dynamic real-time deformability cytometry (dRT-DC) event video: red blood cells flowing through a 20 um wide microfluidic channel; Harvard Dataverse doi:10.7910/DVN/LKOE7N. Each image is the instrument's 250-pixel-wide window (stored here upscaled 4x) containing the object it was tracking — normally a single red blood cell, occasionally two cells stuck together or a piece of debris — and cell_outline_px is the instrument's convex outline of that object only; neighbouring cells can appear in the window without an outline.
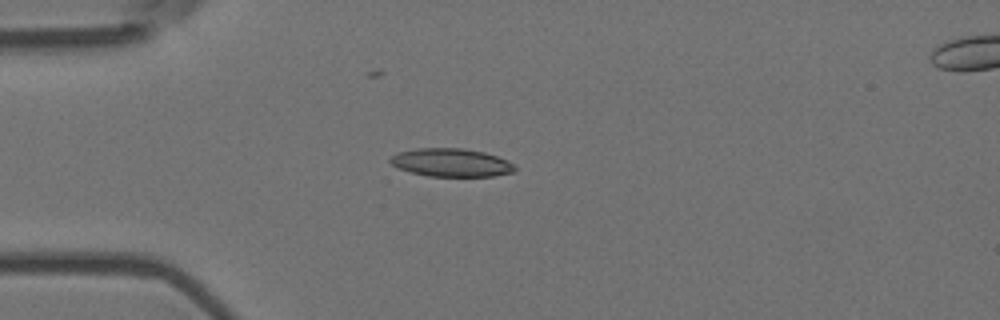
{"species": "Egyptian fruit bat (a non-hibernating species)", "species_latin": "Rousettus aegyptiacus", "temperature_condition": "room temperature", "stored_images_in_passage": 5, "camera_frame_rate_fps": 3000, "um_per_image_px": 0.085, "animal": {"sex": "female"}, "frame": {"image": 1, "passage_image": 4, "time_ms": 1.0, "image_size_px": [1000, 320], "cell_outline_px": [[516, 168], [512, 172], [492, 176], [428, 176], [412, 172], [400, 168], [392, 164], [388, 160], [396, 152], [416, 148], [464, 148], [484, 152], [508, 160]], "centroid_in_image_um": [38.33, 13.81], "position_along_channel_um": 46.7, "area_um2": 20.35}}